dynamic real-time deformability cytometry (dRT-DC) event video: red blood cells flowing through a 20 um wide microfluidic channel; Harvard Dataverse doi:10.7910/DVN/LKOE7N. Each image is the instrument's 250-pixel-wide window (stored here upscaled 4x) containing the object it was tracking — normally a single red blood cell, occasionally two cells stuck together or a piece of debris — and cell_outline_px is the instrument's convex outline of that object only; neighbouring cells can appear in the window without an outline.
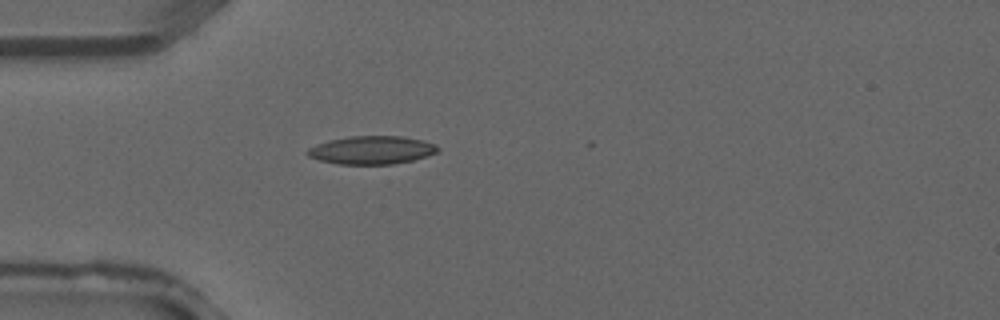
{"species": "common noctule bat (a hibernating species)", "species_latin": "Nyctalus noctula", "temperature_condition": "warm", "stored_images_in_passage": 1, "camera_frame_rate_fps": 3000, "um_per_image_px": 0.085, "animal": {"sex": "male", "forearm_length_mm": 52.5}, "frame": {"image": 1, "passage_image": 1, "time_ms": 0.0, "image_size_px": [1000, 320], "cell_outline_px": [[440, 152], [412, 160], [392, 164], [340, 164], [320, 160], [308, 156], [304, 152], [308, 148], [316, 144], [328, 140], [352, 136], [404, 136], [424, 140], [436, 144], [440, 148]], "centroid_in_image_um": [31.62, 12.74], "position_along_channel_um": 53.4, "area_um2": 21.56}}